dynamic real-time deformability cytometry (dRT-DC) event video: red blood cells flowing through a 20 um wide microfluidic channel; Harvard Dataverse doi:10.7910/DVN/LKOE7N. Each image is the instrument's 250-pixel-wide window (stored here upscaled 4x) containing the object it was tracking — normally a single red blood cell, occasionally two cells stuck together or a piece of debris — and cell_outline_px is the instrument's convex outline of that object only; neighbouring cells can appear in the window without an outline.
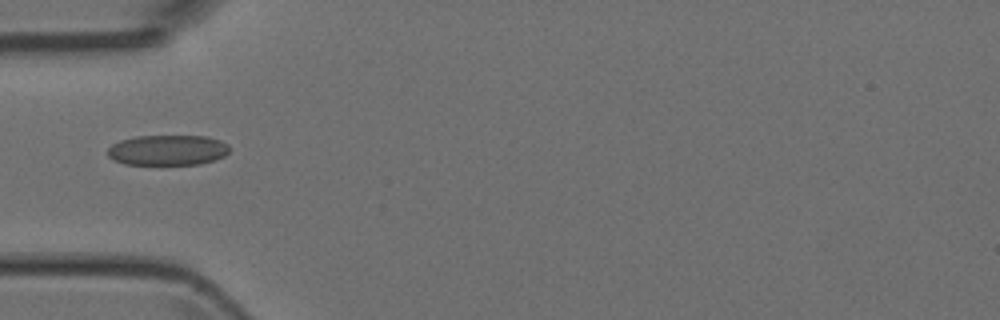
{"species": "Egyptian fruit bat (a non-hibernating species)", "species_latin": "Rousettus aegyptiacus", "temperature_condition": "room temperature", "stored_images_in_passage": 3, "camera_frame_rate_fps": 3000, "um_per_image_px": 0.085, "animal": {"sex": "female"}, "frame": {"image": 1, "passage_image": 3, "time_ms": 2.333, "image_size_px": [1000, 320], "cell_outline_px": [[228, 152], [224, 156], [200, 164], [124, 164], [108, 156], [108, 148], [112, 144], [120, 140], [136, 136], [204, 136], [220, 140], [228, 144]], "centroid_in_image_um": [14.24, 12.75], "position_along_channel_um": 70.8, "area_um2": 21.39}}